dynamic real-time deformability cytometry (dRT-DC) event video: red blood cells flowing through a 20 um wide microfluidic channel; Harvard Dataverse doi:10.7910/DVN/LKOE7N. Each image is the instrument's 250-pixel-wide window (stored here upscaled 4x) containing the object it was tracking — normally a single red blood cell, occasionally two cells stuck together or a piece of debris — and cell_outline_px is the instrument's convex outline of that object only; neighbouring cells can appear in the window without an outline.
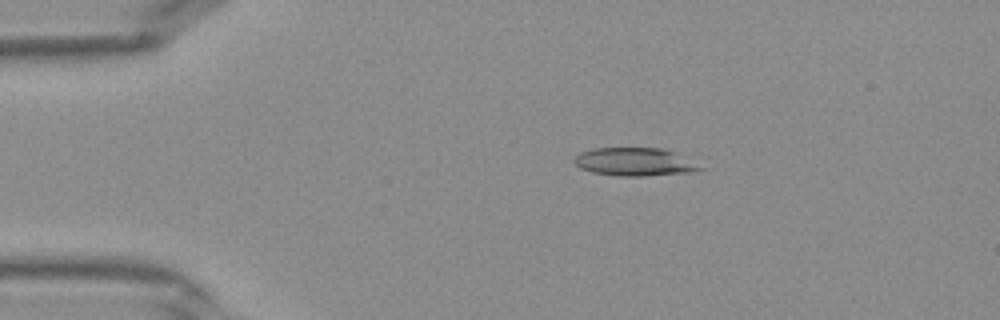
{"species": "Egyptian fruit bat (a non-hibernating species)", "species_latin": "Rousettus aegyptiacus", "temperature_condition": "warm", "stored_images_in_passage": 41, "camera_frame_rate_fps": 3000, "um_per_image_px": 0.085, "frame": {"image": 1, "passage_image": 8, "time_ms": 2.333, "image_size_px": [1000, 320], "cell_outline_px": [[704, 168], [688, 172], [644, 176], [616, 176], [592, 172], [580, 168], [572, 160], [580, 152], [592, 148], [660, 148], [672, 152]], "centroid_in_image_um": [53.83, 13.76], "position_along_channel_um": 31.2, "area_um2": 20.23}}
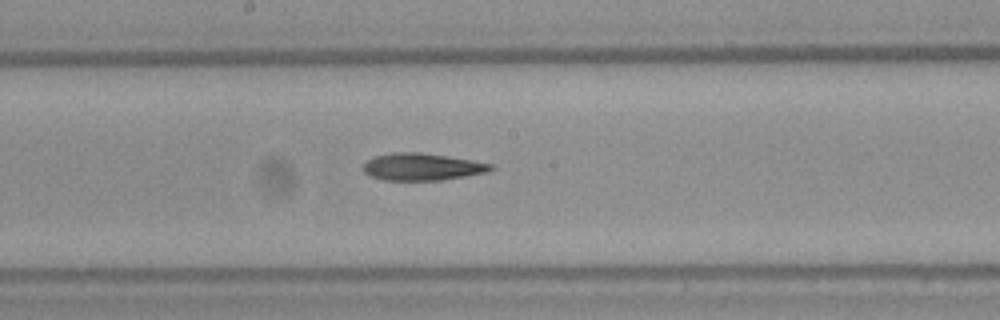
{"frame": {"image": 2, "passage_image": 22, "time_ms": 7.0, "image_size_px": [1000, 320], "cell_outline_px": [[496, 168], [488, 172], [440, 180], [380, 180], [368, 176], [364, 172], [364, 164], [368, 160], [376, 156], [392, 152], [420, 152], [448, 156], [492, 164]], "centroid_in_image_um": [35.86, 14.18], "position_along_channel_um": 212.3, "area_um2": 20.17}}
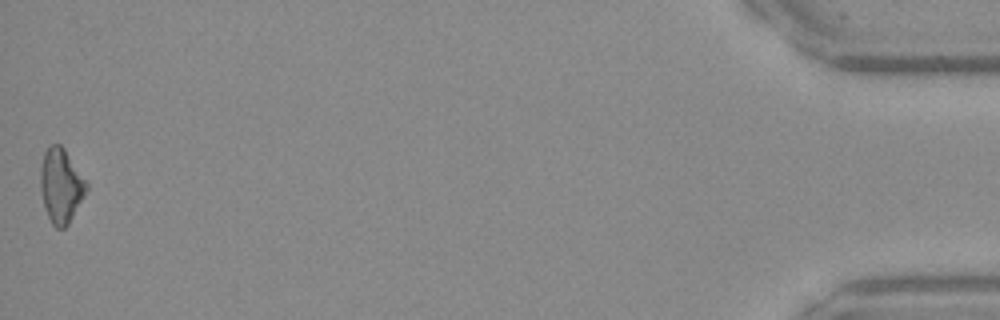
{"frame": {"image": 3, "passage_image": 41, "time_ms": 13.333, "image_size_px": [1000, 320], "cell_outline_px": [[88, 188], [84, 196], [68, 224], [64, 228], [56, 228], [52, 224], [44, 208], [40, 188], [40, 168], [44, 152], [52, 144], [60, 144], [64, 148], [88, 184]], "centroid_in_image_um": [5.16, 15.78], "position_along_channel_um": 430.0, "area_um2": 19.77}}